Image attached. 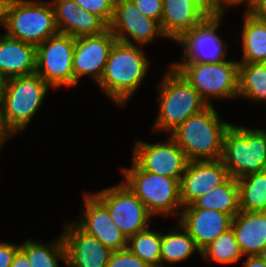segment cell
<instances>
[{"instance_id": "cell-22", "label": "cell", "mask_w": 266, "mask_h": 267, "mask_svg": "<svg viewBox=\"0 0 266 267\" xmlns=\"http://www.w3.org/2000/svg\"><path fill=\"white\" fill-rule=\"evenodd\" d=\"M207 17L187 0H163L160 27L169 40L177 41L184 33Z\"/></svg>"}, {"instance_id": "cell-35", "label": "cell", "mask_w": 266, "mask_h": 267, "mask_svg": "<svg viewBox=\"0 0 266 267\" xmlns=\"http://www.w3.org/2000/svg\"><path fill=\"white\" fill-rule=\"evenodd\" d=\"M197 7L207 18H214L222 15L217 0H187Z\"/></svg>"}, {"instance_id": "cell-24", "label": "cell", "mask_w": 266, "mask_h": 267, "mask_svg": "<svg viewBox=\"0 0 266 267\" xmlns=\"http://www.w3.org/2000/svg\"><path fill=\"white\" fill-rule=\"evenodd\" d=\"M182 209H213L234 217L240 212L237 179L229 177Z\"/></svg>"}, {"instance_id": "cell-1", "label": "cell", "mask_w": 266, "mask_h": 267, "mask_svg": "<svg viewBox=\"0 0 266 267\" xmlns=\"http://www.w3.org/2000/svg\"><path fill=\"white\" fill-rule=\"evenodd\" d=\"M141 45L116 41L102 78L96 84L118 107L127 105L148 76L151 64Z\"/></svg>"}, {"instance_id": "cell-37", "label": "cell", "mask_w": 266, "mask_h": 267, "mask_svg": "<svg viewBox=\"0 0 266 267\" xmlns=\"http://www.w3.org/2000/svg\"><path fill=\"white\" fill-rule=\"evenodd\" d=\"M247 11L266 21V0H256Z\"/></svg>"}, {"instance_id": "cell-4", "label": "cell", "mask_w": 266, "mask_h": 267, "mask_svg": "<svg viewBox=\"0 0 266 267\" xmlns=\"http://www.w3.org/2000/svg\"><path fill=\"white\" fill-rule=\"evenodd\" d=\"M50 89L36 73L5 80L0 107L4 125L13 136L31 123Z\"/></svg>"}, {"instance_id": "cell-9", "label": "cell", "mask_w": 266, "mask_h": 267, "mask_svg": "<svg viewBox=\"0 0 266 267\" xmlns=\"http://www.w3.org/2000/svg\"><path fill=\"white\" fill-rule=\"evenodd\" d=\"M75 37L63 33L36 46V71L52 89L74 87L73 52Z\"/></svg>"}, {"instance_id": "cell-6", "label": "cell", "mask_w": 266, "mask_h": 267, "mask_svg": "<svg viewBox=\"0 0 266 267\" xmlns=\"http://www.w3.org/2000/svg\"><path fill=\"white\" fill-rule=\"evenodd\" d=\"M221 160L232 178L265 171L266 130L232 123L224 135Z\"/></svg>"}, {"instance_id": "cell-42", "label": "cell", "mask_w": 266, "mask_h": 267, "mask_svg": "<svg viewBox=\"0 0 266 267\" xmlns=\"http://www.w3.org/2000/svg\"><path fill=\"white\" fill-rule=\"evenodd\" d=\"M5 80L6 79L0 74V105L2 102V98H3V90H4Z\"/></svg>"}, {"instance_id": "cell-34", "label": "cell", "mask_w": 266, "mask_h": 267, "mask_svg": "<svg viewBox=\"0 0 266 267\" xmlns=\"http://www.w3.org/2000/svg\"><path fill=\"white\" fill-rule=\"evenodd\" d=\"M20 245L6 241H0V267H10Z\"/></svg>"}, {"instance_id": "cell-25", "label": "cell", "mask_w": 266, "mask_h": 267, "mask_svg": "<svg viewBox=\"0 0 266 267\" xmlns=\"http://www.w3.org/2000/svg\"><path fill=\"white\" fill-rule=\"evenodd\" d=\"M177 224L178 228L173 226L170 232H161V267L186 261L195 252L201 254L194 239L179 222Z\"/></svg>"}, {"instance_id": "cell-14", "label": "cell", "mask_w": 266, "mask_h": 267, "mask_svg": "<svg viewBox=\"0 0 266 267\" xmlns=\"http://www.w3.org/2000/svg\"><path fill=\"white\" fill-rule=\"evenodd\" d=\"M116 41L109 28L99 35L75 37L72 59L75 87L84 76H90L96 84L100 81Z\"/></svg>"}, {"instance_id": "cell-27", "label": "cell", "mask_w": 266, "mask_h": 267, "mask_svg": "<svg viewBox=\"0 0 266 267\" xmlns=\"http://www.w3.org/2000/svg\"><path fill=\"white\" fill-rule=\"evenodd\" d=\"M266 103V66L239 62L238 98Z\"/></svg>"}, {"instance_id": "cell-10", "label": "cell", "mask_w": 266, "mask_h": 267, "mask_svg": "<svg viewBox=\"0 0 266 267\" xmlns=\"http://www.w3.org/2000/svg\"><path fill=\"white\" fill-rule=\"evenodd\" d=\"M92 194L108 209L110 217L127 239L150 227V220L154 217L122 181Z\"/></svg>"}, {"instance_id": "cell-39", "label": "cell", "mask_w": 266, "mask_h": 267, "mask_svg": "<svg viewBox=\"0 0 266 267\" xmlns=\"http://www.w3.org/2000/svg\"><path fill=\"white\" fill-rule=\"evenodd\" d=\"M12 137L13 135L6 129L4 125L0 107V151L4 147V144H6V141Z\"/></svg>"}, {"instance_id": "cell-43", "label": "cell", "mask_w": 266, "mask_h": 267, "mask_svg": "<svg viewBox=\"0 0 266 267\" xmlns=\"http://www.w3.org/2000/svg\"><path fill=\"white\" fill-rule=\"evenodd\" d=\"M258 256L266 263V245L261 249Z\"/></svg>"}, {"instance_id": "cell-2", "label": "cell", "mask_w": 266, "mask_h": 267, "mask_svg": "<svg viewBox=\"0 0 266 267\" xmlns=\"http://www.w3.org/2000/svg\"><path fill=\"white\" fill-rule=\"evenodd\" d=\"M158 114L152 132L171 134L188 117L209 105L171 64L158 84Z\"/></svg>"}, {"instance_id": "cell-5", "label": "cell", "mask_w": 266, "mask_h": 267, "mask_svg": "<svg viewBox=\"0 0 266 267\" xmlns=\"http://www.w3.org/2000/svg\"><path fill=\"white\" fill-rule=\"evenodd\" d=\"M122 181L146 206L149 213L179 218L183 208L180 181L142 170L132 159L130 167H121Z\"/></svg>"}, {"instance_id": "cell-8", "label": "cell", "mask_w": 266, "mask_h": 267, "mask_svg": "<svg viewBox=\"0 0 266 267\" xmlns=\"http://www.w3.org/2000/svg\"><path fill=\"white\" fill-rule=\"evenodd\" d=\"M4 33L37 46L58 33L49 0H11Z\"/></svg>"}, {"instance_id": "cell-12", "label": "cell", "mask_w": 266, "mask_h": 267, "mask_svg": "<svg viewBox=\"0 0 266 267\" xmlns=\"http://www.w3.org/2000/svg\"><path fill=\"white\" fill-rule=\"evenodd\" d=\"M163 142H134L132 160L142 169L181 181L188 160L184 151L168 135Z\"/></svg>"}, {"instance_id": "cell-33", "label": "cell", "mask_w": 266, "mask_h": 267, "mask_svg": "<svg viewBox=\"0 0 266 267\" xmlns=\"http://www.w3.org/2000/svg\"><path fill=\"white\" fill-rule=\"evenodd\" d=\"M141 14L161 23L163 0H132Z\"/></svg>"}, {"instance_id": "cell-41", "label": "cell", "mask_w": 266, "mask_h": 267, "mask_svg": "<svg viewBox=\"0 0 266 267\" xmlns=\"http://www.w3.org/2000/svg\"><path fill=\"white\" fill-rule=\"evenodd\" d=\"M11 0H0V25L5 27L8 8Z\"/></svg>"}, {"instance_id": "cell-29", "label": "cell", "mask_w": 266, "mask_h": 267, "mask_svg": "<svg viewBox=\"0 0 266 267\" xmlns=\"http://www.w3.org/2000/svg\"><path fill=\"white\" fill-rule=\"evenodd\" d=\"M127 248L150 267H161V231L147 228L128 239Z\"/></svg>"}, {"instance_id": "cell-16", "label": "cell", "mask_w": 266, "mask_h": 267, "mask_svg": "<svg viewBox=\"0 0 266 267\" xmlns=\"http://www.w3.org/2000/svg\"><path fill=\"white\" fill-rule=\"evenodd\" d=\"M61 233L67 267H106L112 251L87 234L74 221H65Z\"/></svg>"}, {"instance_id": "cell-21", "label": "cell", "mask_w": 266, "mask_h": 267, "mask_svg": "<svg viewBox=\"0 0 266 267\" xmlns=\"http://www.w3.org/2000/svg\"><path fill=\"white\" fill-rule=\"evenodd\" d=\"M231 228L244 257L258 255L266 245V212L240 210Z\"/></svg>"}, {"instance_id": "cell-40", "label": "cell", "mask_w": 266, "mask_h": 267, "mask_svg": "<svg viewBox=\"0 0 266 267\" xmlns=\"http://www.w3.org/2000/svg\"><path fill=\"white\" fill-rule=\"evenodd\" d=\"M243 267H266V263L258 256H245Z\"/></svg>"}, {"instance_id": "cell-30", "label": "cell", "mask_w": 266, "mask_h": 267, "mask_svg": "<svg viewBox=\"0 0 266 267\" xmlns=\"http://www.w3.org/2000/svg\"><path fill=\"white\" fill-rule=\"evenodd\" d=\"M200 256L204 259V262L212 261L225 265L238 263L244 257L232 228L219 235L206 246L201 251Z\"/></svg>"}, {"instance_id": "cell-18", "label": "cell", "mask_w": 266, "mask_h": 267, "mask_svg": "<svg viewBox=\"0 0 266 267\" xmlns=\"http://www.w3.org/2000/svg\"><path fill=\"white\" fill-rule=\"evenodd\" d=\"M233 216L213 209H182L178 221L202 251L232 226Z\"/></svg>"}, {"instance_id": "cell-32", "label": "cell", "mask_w": 266, "mask_h": 267, "mask_svg": "<svg viewBox=\"0 0 266 267\" xmlns=\"http://www.w3.org/2000/svg\"><path fill=\"white\" fill-rule=\"evenodd\" d=\"M106 267H150L128 248L112 251Z\"/></svg>"}, {"instance_id": "cell-13", "label": "cell", "mask_w": 266, "mask_h": 267, "mask_svg": "<svg viewBox=\"0 0 266 267\" xmlns=\"http://www.w3.org/2000/svg\"><path fill=\"white\" fill-rule=\"evenodd\" d=\"M108 28L117 41L143 47L156 38L167 39L160 23L141 14L132 0H115L114 15Z\"/></svg>"}, {"instance_id": "cell-38", "label": "cell", "mask_w": 266, "mask_h": 267, "mask_svg": "<svg viewBox=\"0 0 266 267\" xmlns=\"http://www.w3.org/2000/svg\"><path fill=\"white\" fill-rule=\"evenodd\" d=\"M10 267H31V264L27 258V256L19 250Z\"/></svg>"}, {"instance_id": "cell-26", "label": "cell", "mask_w": 266, "mask_h": 267, "mask_svg": "<svg viewBox=\"0 0 266 267\" xmlns=\"http://www.w3.org/2000/svg\"><path fill=\"white\" fill-rule=\"evenodd\" d=\"M20 250L27 256L31 267H59L60 261L66 264V249L61 234L46 244L26 239L20 244Z\"/></svg>"}, {"instance_id": "cell-28", "label": "cell", "mask_w": 266, "mask_h": 267, "mask_svg": "<svg viewBox=\"0 0 266 267\" xmlns=\"http://www.w3.org/2000/svg\"><path fill=\"white\" fill-rule=\"evenodd\" d=\"M241 211L266 212V170L237 179Z\"/></svg>"}, {"instance_id": "cell-15", "label": "cell", "mask_w": 266, "mask_h": 267, "mask_svg": "<svg viewBox=\"0 0 266 267\" xmlns=\"http://www.w3.org/2000/svg\"><path fill=\"white\" fill-rule=\"evenodd\" d=\"M83 195L84 208L74 222L111 251L126 249L128 239L110 217L108 209L92 193L84 191Z\"/></svg>"}, {"instance_id": "cell-20", "label": "cell", "mask_w": 266, "mask_h": 267, "mask_svg": "<svg viewBox=\"0 0 266 267\" xmlns=\"http://www.w3.org/2000/svg\"><path fill=\"white\" fill-rule=\"evenodd\" d=\"M36 71V46L0 36V74L5 78L26 76Z\"/></svg>"}, {"instance_id": "cell-11", "label": "cell", "mask_w": 266, "mask_h": 267, "mask_svg": "<svg viewBox=\"0 0 266 267\" xmlns=\"http://www.w3.org/2000/svg\"><path fill=\"white\" fill-rule=\"evenodd\" d=\"M224 15L206 18L176 41L184 51L180 62L220 63L227 60V42L217 31Z\"/></svg>"}, {"instance_id": "cell-19", "label": "cell", "mask_w": 266, "mask_h": 267, "mask_svg": "<svg viewBox=\"0 0 266 267\" xmlns=\"http://www.w3.org/2000/svg\"><path fill=\"white\" fill-rule=\"evenodd\" d=\"M53 6L59 33L72 37L99 35L108 26L96 15L82 9L73 0H49Z\"/></svg>"}, {"instance_id": "cell-17", "label": "cell", "mask_w": 266, "mask_h": 267, "mask_svg": "<svg viewBox=\"0 0 266 267\" xmlns=\"http://www.w3.org/2000/svg\"><path fill=\"white\" fill-rule=\"evenodd\" d=\"M224 162L217 160L188 161L180 181V200L190 205L206 192L222 185L229 178Z\"/></svg>"}, {"instance_id": "cell-23", "label": "cell", "mask_w": 266, "mask_h": 267, "mask_svg": "<svg viewBox=\"0 0 266 267\" xmlns=\"http://www.w3.org/2000/svg\"><path fill=\"white\" fill-rule=\"evenodd\" d=\"M241 30L242 58L239 62L263 63L266 60V21L243 11Z\"/></svg>"}, {"instance_id": "cell-36", "label": "cell", "mask_w": 266, "mask_h": 267, "mask_svg": "<svg viewBox=\"0 0 266 267\" xmlns=\"http://www.w3.org/2000/svg\"><path fill=\"white\" fill-rule=\"evenodd\" d=\"M256 0H217L219 8L225 14L229 8L245 5L244 10H248Z\"/></svg>"}, {"instance_id": "cell-7", "label": "cell", "mask_w": 266, "mask_h": 267, "mask_svg": "<svg viewBox=\"0 0 266 267\" xmlns=\"http://www.w3.org/2000/svg\"><path fill=\"white\" fill-rule=\"evenodd\" d=\"M189 84L207 102L211 99L232 100L238 98L239 61L225 60L220 63L173 62L171 63Z\"/></svg>"}, {"instance_id": "cell-31", "label": "cell", "mask_w": 266, "mask_h": 267, "mask_svg": "<svg viewBox=\"0 0 266 267\" xmlns=\"http://www.w3.org/2000/svg\"><path fill=\"white\" fill-rule=\"evenodd\" d=\"M82 9L98 16L107 26L114 15L115 0H73Z\"/></svg>"}, {"instance_id": "cell-3", "label": "cell", "mask_w": 266, "mask_h": 267, "mask_svg": "<svg viewBox=\"0 0 266 267\" xmlns=\"http://www.w3.org/2000/svg\"><path fill=\"white\" fill-rule=\"evenodd\" d=\"M230 125L219 117L213 104L188 117L169 136L184 151L188 161L217 160L222 157L224 135Z\"/></svg>"}]
</instances>
